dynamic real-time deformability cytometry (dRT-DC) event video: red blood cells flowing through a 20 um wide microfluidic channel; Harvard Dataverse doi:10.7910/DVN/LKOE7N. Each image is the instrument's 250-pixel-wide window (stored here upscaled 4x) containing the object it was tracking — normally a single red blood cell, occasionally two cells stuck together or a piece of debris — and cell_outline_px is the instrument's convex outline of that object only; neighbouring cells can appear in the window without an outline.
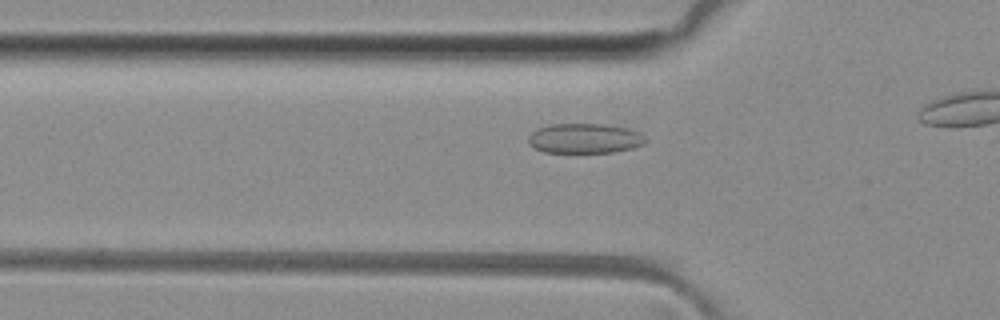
{"species": "common noctule bat (a hibernating species)", "species_latin": "Nyctalus noctula", "temperature_condition": "room temperature", "stored_images_in_passage": 17, "camera_frame_rate_fps": 3000, "um_per_image_px": 0.085, "animal": {"sex": "female", "body_mass_g": 29.2, "forearm_length_mm": 56.3}, "frame": {"image": 1, "passage_image": 12, "time_ms": 3.667, "image_size_px": [1000, 320], "cell_outline_px": [[648, 140], [644, 144], [632, 148], [612, 152], [544, 152], [536, 148], [528, 140], [528, 136], [536, 128], [552, 124], [604, 124], [628, 128], [640, 132]], "centroid_in_image_um": [49.73, 11.75], "position_along_channel_um": 76.1, "area_um2": 20.35}}
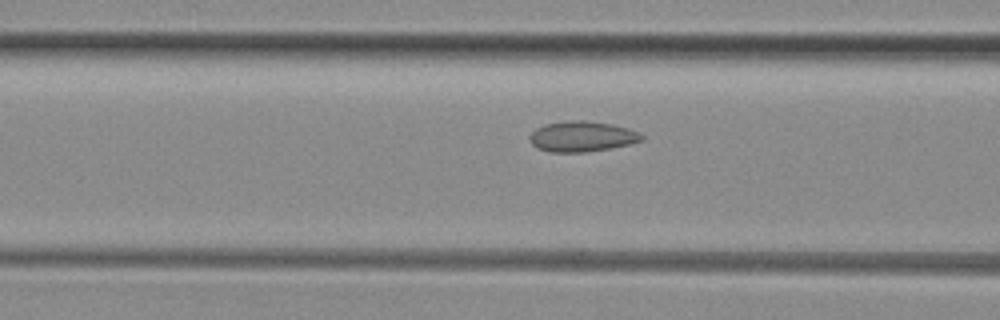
{"frame": {"image": 2, "passage_image": 15, "time_ms": 4.667, "image_size_px": [1000, 320], "cell_outline_px": [[644, 140], [612, 148], [584, 152], [552, 152], [540, 148], [532, 144], [528, 136], [536, 128], [548, 124], [568, 120], [584, 120], [612, 124], [628, 128], [640, 132], [644, 136]], "centroid_in_image_um": [49.51, 11.59], "position_along_channel_um": 117.1, "area_um2": 19.83}}